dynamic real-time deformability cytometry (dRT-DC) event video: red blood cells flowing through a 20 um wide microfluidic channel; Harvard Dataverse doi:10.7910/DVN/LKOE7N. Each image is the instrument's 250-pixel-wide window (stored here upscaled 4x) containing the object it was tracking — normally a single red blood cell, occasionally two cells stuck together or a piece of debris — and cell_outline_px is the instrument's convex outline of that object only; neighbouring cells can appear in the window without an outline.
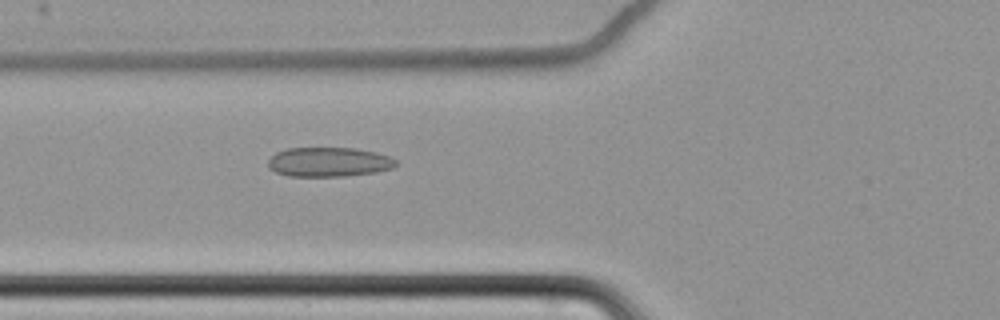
{"species": "common noctule bat (a hibernating species)", "species_latin": "Nyctalus noctula", "temperature_condition": "cold", "stored_images_in_passage": 61, "camera_frame_rate_fps": 3000, "um_per_image_px": 0.085, "animal": {"sex": "female", "body_mass_g": 22.7, "forearm_length_mm": 54.2}, "frame": {"image": 1, "passage_image": 25, "time_ms": 8.0, "image_size_px": [1000, 320], "cell_outline_px": [[396, 164], [392, 168], [376, 172], [344, 176], [288, 176], [276, 172], [268, 168], [268, 160], [276, 152], [288, 148], [356, 148], [376, 152], [392, 156], [396, 160]], "centroid_in_image_um": [27.96, 13.76], "position_along_channel_um": 97.8, "area_um2": 22.02}}
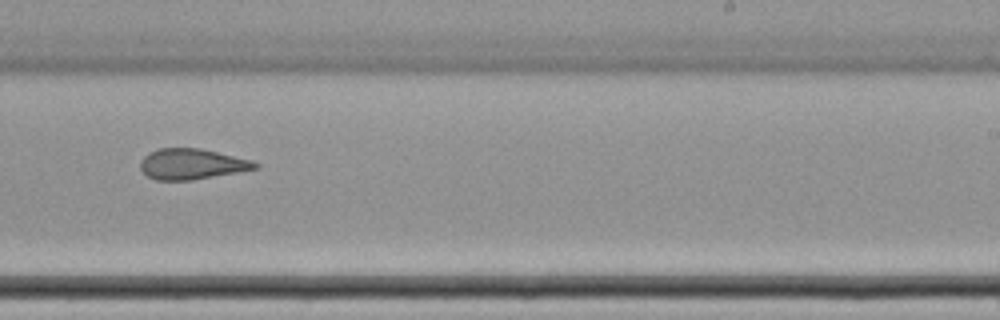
{"frame": {"image": 2, "passage_image": 40, "time_ms": 13.0, "image_size_px": [1000, 320], "cell_outline_px": [[260, 168], [192, 180], [156, 180], [148, 176], [140, 168], [140, 160], [148, 152], [156, 148], [200, 148], [252, 160], [260, 164]], "centroid_in_image_um": [16.3, 13.94], "position_along_channel_um": 272.7, "area_um2": 20.58}}
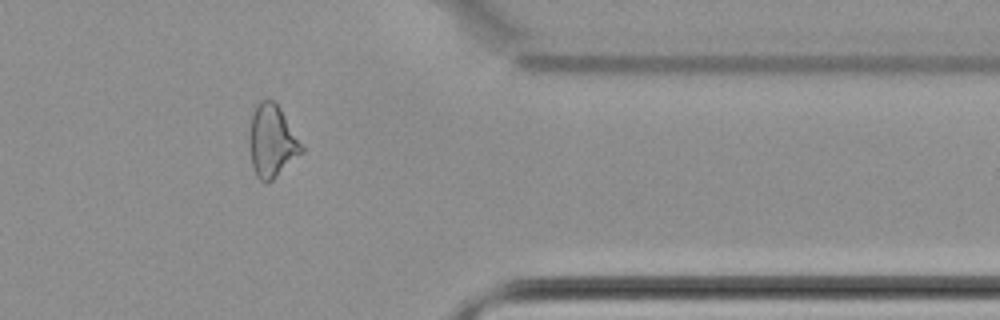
{"frame": {"image": 3, "passage_image": 51, "time_ms": 16.667, "image_size_px": [1000, 320], "cell_outline_px": [[304, 152], [268, 184], [264, 184], [256, 176], [252, 168], [248, 140], [248, 136], [252, 112], [256, 104], [260, 100], [272, 100], [280, 108], [304, 148]], "centroid_in_image_um": [23.08, 12.03], "position_along_channel_um": 388.3, "area_um2": 22.31}, "authors_computed_cell_mechanics": {"area_um2": 23.7558, "velocity_mm_per_s": 3.493, "shape_relaxation_time_tau1_ms": null, "shape_relaxation_time_tau2_ms": 2.7725, "deformation_change_tau1": null, "deformation_change_tau2": 0.0974}}